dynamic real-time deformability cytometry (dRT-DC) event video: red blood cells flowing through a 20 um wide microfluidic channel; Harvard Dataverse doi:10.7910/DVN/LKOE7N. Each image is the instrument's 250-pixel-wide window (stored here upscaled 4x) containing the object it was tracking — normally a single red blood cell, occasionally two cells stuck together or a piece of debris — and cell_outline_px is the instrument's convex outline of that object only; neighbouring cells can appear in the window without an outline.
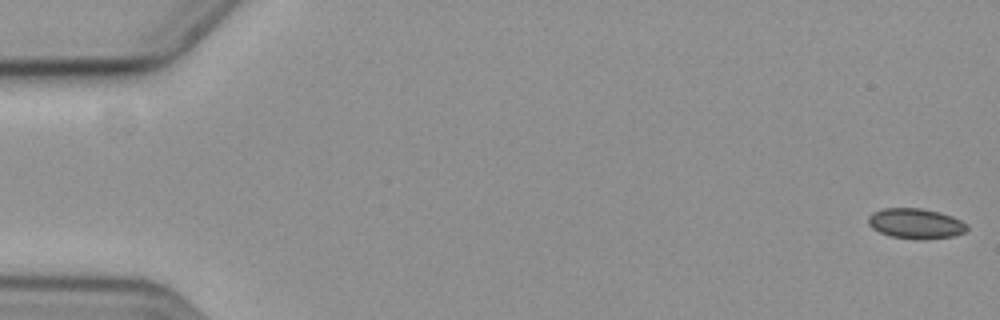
{"species": "common noctule bat (a hibernating species)", "species_latin": "Nyctalus noctula", "temperature_condition": "cold", "stored_images_in_passage": 58, "camera_frame_rate_fps": 3000, "um_per_image_px": 0.085, "animal": {"sex": "female", "body_mass_g": 19.3, "forearm_length_mm": 54.1}, "frame": {"image": 1, "passage_image": 1, "time_ms": 0.0, "image_size_px": [1000, 320], "cell_outline_px": [[968, 228], [964, 232], [952, 236], [924, 240], [916, 240], [892, 236], [880, 232], [872, 228], [868, 224], [868, 216], [872, 212], [884, 208], [920, 208], [940, 212], [952, 216], [968, 224]], "centroid_in_image_um": [77.83, 19.0], "position_along_channel_um": 7.2, "area_um2": 17.51}}
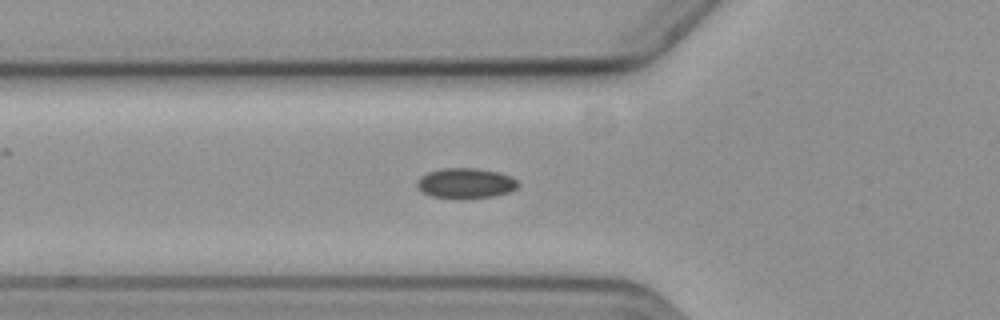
{"frame": {"image": 2, "passage_image": 21, "time_ms": 6.667, "image_size_px": [1000, 320], "cell_outline_px": [[520, 184], [516, 188], [508, 192], [496, 196], [464, 200], [456, 200], [432, 196], [424, 192], [416, 184], [416, 180], [420, 176], [428, 172], [444, 168], [476, 168], [500, 172], [512, 176]], "centroid_in_image_um": [39.6, 15.59], "position_along_channel_um": 86.2, "area_um2": 18.26}}
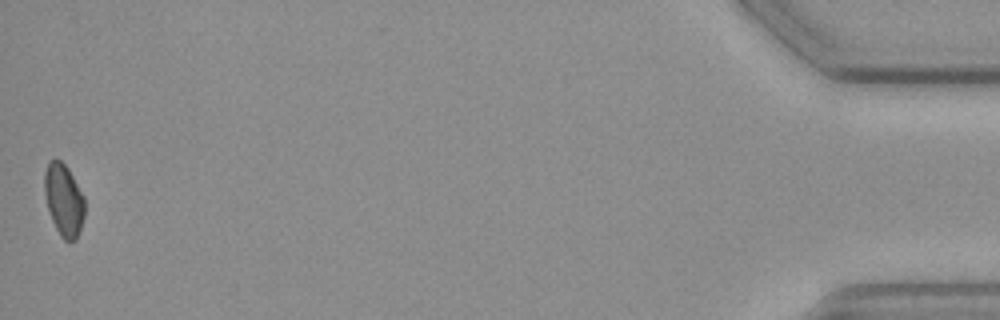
{"frame": {"image": 3, "passage_image": 58, "time_ms": 19.0, "image_size_px": [1000, 320], "cell_outline_px": [[84, 216], [76, 240], [68, 244], [60, 236], [52, 220], [48, 208], [44, 192], [44, 172], [48, 164], [52, 160], [60, 160], [68, 168], [84, 196]], "centroid_in_image_um": [5.42, 17.03], "position_along_channel_um": 429.8, "area_um2": 16.88}}